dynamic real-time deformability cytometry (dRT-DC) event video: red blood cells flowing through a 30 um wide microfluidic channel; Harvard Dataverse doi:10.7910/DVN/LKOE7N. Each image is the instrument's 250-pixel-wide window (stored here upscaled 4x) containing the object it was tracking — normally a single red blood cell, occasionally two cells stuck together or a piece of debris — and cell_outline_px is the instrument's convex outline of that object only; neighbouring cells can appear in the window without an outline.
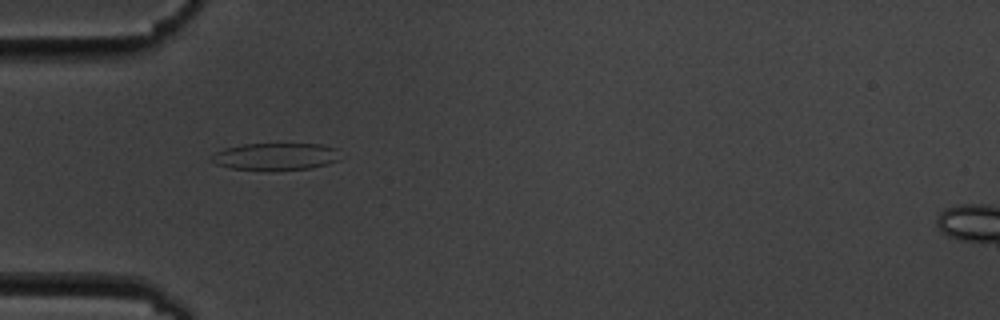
{"species": "common noctule bat (a hibernating species)", "species_latin": "Nyctalus noctula", "temperature_condition": "cold", "stored_images_in_passage": 10, "camera_frame_rate_fps": 3000, "um_per_image_px": 0.085, "animal": {"sex": "male", "body_mass_g": 19.5, "forearm_length_mm": 54.6}, "frame": {"image": 1, "passage_image": 5, "time_ms": 5.333, "image_size_px": [1000, 320], "cell_outline_px": [[340, 160], [328, 164], [312, 168], [268, 172], [232, 168], [216, 164], [208, 160], [208, 156], [224, 148], [244, 144], [324, 144], [336, 148]], "centroid_in_image_um": [23.39, 13.33], "position_along_channel_um": 61.6, "area_um2": 21.04}}
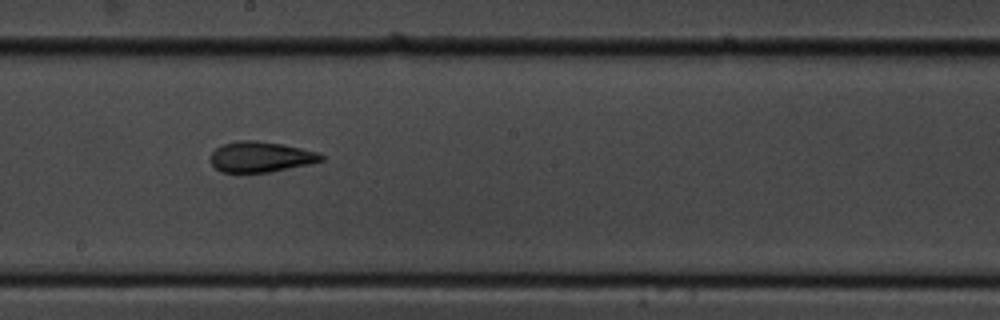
{"frame": {"image": 2, "passage_image": 9, "time_ms": 10.0, "image_size_px": [1000, 320], "cell_outline_px": [[324, 160], [308, 164], [268, 172], [220, 172], [212, 164], [212, 152], [216, 148], [224, 144], [236, 140], [256, 140], [280, 144], [320, 152], [324, 156]], "centroid_in_image_um": [22.17, 13.32], "position_along_channel_um": 226.0, "area_um2": 19.48}}
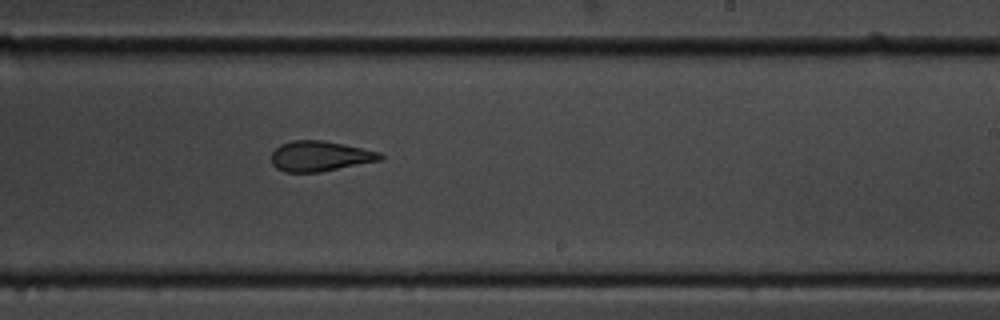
{"frame": {"image": 3, "passage_image": 10, "time_ms": 11.0, "image_size_px": [1000, 320], "cell_outline_px": [[384, 156], [380, 160], [320, 172], [284, 172], [276, 168], [272, 164], [272, 152], [280, 144], [292, 140], [324, 140], [344, 144], [380, 152]], "centroid_in_image_um": [27.17, 13.27], "position_along_channel_um": 261.8, "area_um2": 19.19}}